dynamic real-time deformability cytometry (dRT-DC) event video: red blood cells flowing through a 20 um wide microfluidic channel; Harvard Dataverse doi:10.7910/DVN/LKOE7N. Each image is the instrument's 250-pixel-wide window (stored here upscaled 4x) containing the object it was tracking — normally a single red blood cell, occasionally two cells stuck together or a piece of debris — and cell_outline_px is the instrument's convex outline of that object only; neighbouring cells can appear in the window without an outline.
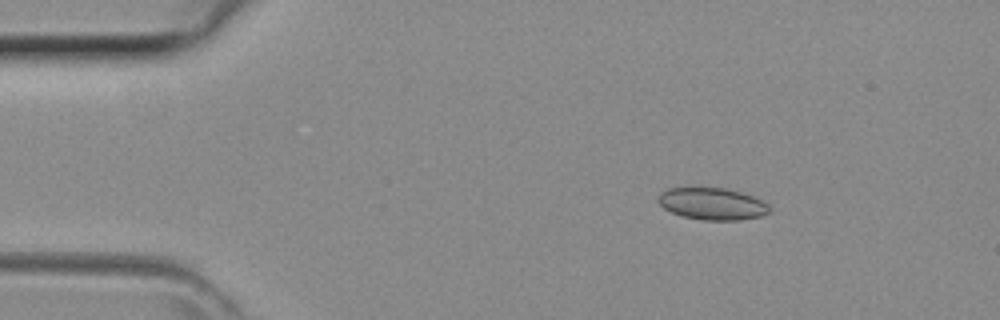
{"species": "common noctule bat (a hibernating species)", "species_latin": "Nyctalus noctula", "temperature_condition": "room temperature", "stored_images_in_passage": 12, "camera_frame_rate_fps": 3000, "um_per_image_px": 0.085, "animal": {"sex": "female", "body_mass_g": 29.2, "forearm_length_mm": 56.3}, "frame": {"image": 1, "passage_image": 1, "time_ms": 0.0, "image_size_px": [1000, 320], "cell_outline_px": [[772, 208], [768, 212], [760, 216], [740, 220], [704, 220], [684, 216], [672, 212], [664, 208], [656, 200], [660, 192], [668, 188], [700, 184], [724, 188], [740, 192], [752, 196], [768, 204]], "centroid_in_image_um": [60.48, 17.27], "position_along_channel_um": 24.5, "area_um2": 21.39}}
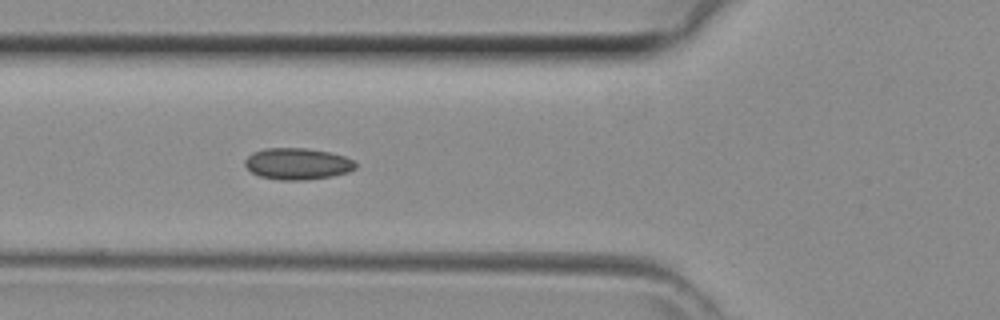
{"frame": {"image": 2, "passage_image": 10, "time_ms": 3.0, "image_size_px": [1000, 320], "cell_outline_px": [[356, 168], [348, 172], [332, 176], [304, 180], [280, 180], [260, 176], [252, 172], [244, 164], [244, 160], [252, 152], [264, 148], [308, 148], [328, 152], [344, 156], [352, 160], [356, 164]], "centroid_in_image_um": [25.27, 13.92], "position_along_channel_um": 100.5, "area_um2": 20.29}}
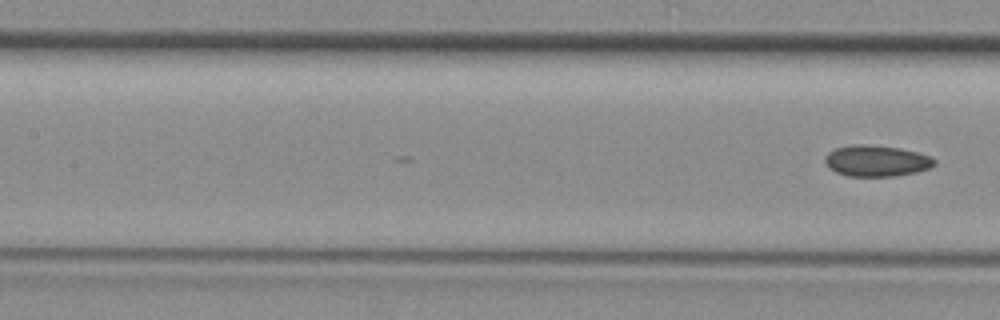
{"frame": {"image": 3, "passage_image": 12, "time_ms": 3.667, "image_size_px": [1000, 320], "cell_outline_px": [[936, 164], [928, 168], [916, 172], [896, 176], [848, 176], [836, 172], [828, 168], [824, 160], [824, 156], [828, 152], [836, 148], [852, 144], [868, 144], [900, 148], [932, 156], [936, 160]], "centroid_in_image_um": [74.48, 13.66], "position_along_channel_um": 132.9, "area_um2": 20.06}}